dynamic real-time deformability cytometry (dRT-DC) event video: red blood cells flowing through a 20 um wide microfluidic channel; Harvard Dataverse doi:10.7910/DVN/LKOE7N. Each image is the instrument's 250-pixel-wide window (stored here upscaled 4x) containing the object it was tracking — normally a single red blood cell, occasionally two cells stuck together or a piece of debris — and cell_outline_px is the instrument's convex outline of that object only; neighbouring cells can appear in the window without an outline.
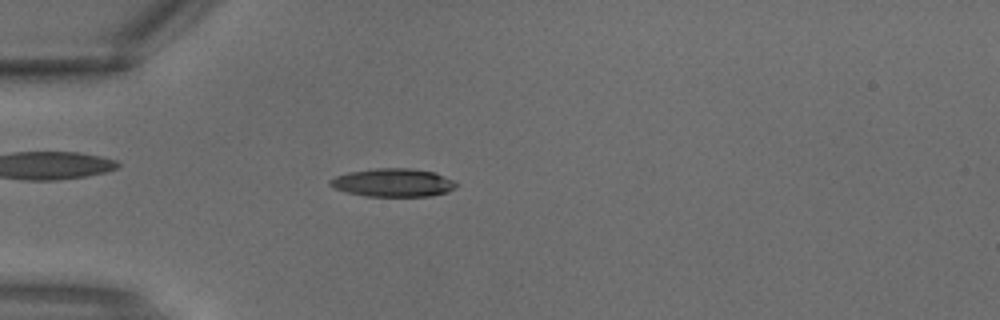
{"species": "common noctule bat (a hibernating species)", "species_latin": "Nyctalus noctula", "temperature_condition": "warm", "stored_images_in_passage": 4, "camera_frame_rate_fps": 3000, "um_per_image_px": 0.085, "animal": {"sex": "male", "body_mass_g": 18.8}, "frame": {"image": 1, "passage_image": 4, "time_ms": 1.0, "image_size_px": [1000, 320], "cell_outline_px": [[460, 184], [456, 188], [448, 192], [432, 196], [368, 196], [344, 192], [332, 188], [328, 184], [328, 180], [336, 176], [348, 172], [376, 168], [412, 168], [432, 172], [452, 180]], "centroid_in_image_um": [33.38, 15.53], "position_along_channel_um": 51.6, "area_um2": 20.92}}